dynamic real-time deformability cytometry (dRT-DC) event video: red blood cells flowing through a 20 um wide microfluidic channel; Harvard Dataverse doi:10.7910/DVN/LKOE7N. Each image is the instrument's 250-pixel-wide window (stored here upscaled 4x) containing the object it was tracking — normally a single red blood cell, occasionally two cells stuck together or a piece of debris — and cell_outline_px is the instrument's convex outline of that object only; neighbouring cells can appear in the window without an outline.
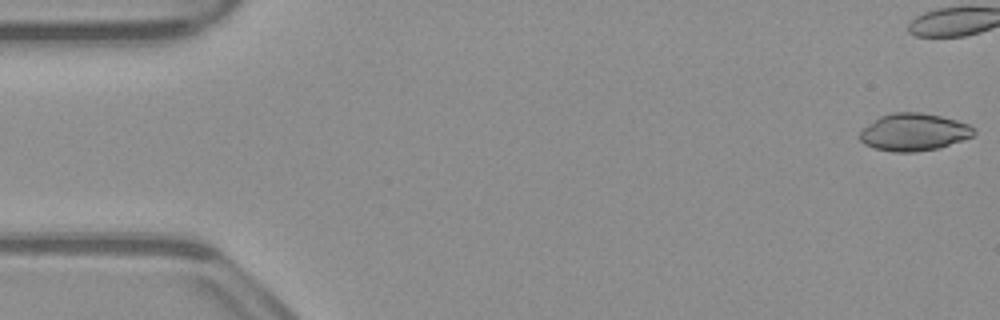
{"species": "common noctule bat (a hibernating species)", "species_latin": "Nyctalus noctula", "temperature_condition": "warm", "stored_images_in_passage": 17, "camera_frame_rate_fps": 3000, "um_per_image_px": 0.085, "animal": {"sex": "male", "body_mass_g": 23.1, "forearm_length_mm": 52.7}, "frame": {"image": 1, "passage_image": 1, "time_ms": 0.0, "image_size_px": [1000, 320], "cell_outline_px": [[976, 132], [972, 136], [936, 148], [912, 152], [892, 152], [876, 148], [864, 144], [860, 140], [860, 132], [864, 128], [880, 116], [892, 112], [920, 112], [940, 116], [956, 120], [968, 124]], "centroid_in_image_um": [77.65, 11.22], "position_along_channel_um": 7.4, "area_um2": 24.39}}